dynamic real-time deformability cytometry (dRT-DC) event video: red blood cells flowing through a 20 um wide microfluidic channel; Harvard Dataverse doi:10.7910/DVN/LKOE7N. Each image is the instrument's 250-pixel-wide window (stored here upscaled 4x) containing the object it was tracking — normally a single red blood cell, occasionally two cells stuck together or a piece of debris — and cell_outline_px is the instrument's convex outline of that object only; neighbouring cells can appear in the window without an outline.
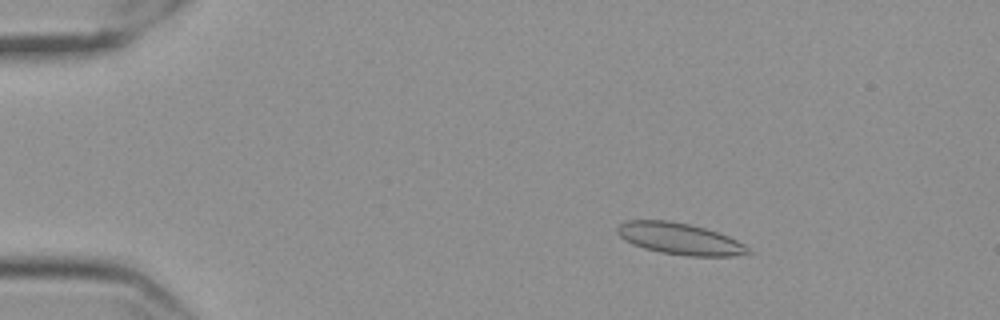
{"species": "Egyptian fruit bat (a non-hibernating species)", "species_latin": "Rousettus aegyptiacus", "temperature_condition": "cold", "stored_images_in_passage": 58, "camera_frame_rate_fps": 3000, "um_per_image_px": 0.085, "frame": {"image": 1, "passage_image": 10, "time_ms": 3.0, "image_size_px": [1000, 320], "cell_outline_px": [[752, 252], [732, 256], [688, 256], [660, 252], [644, 248], [632, 244], [624, 240], [616, 232], [616, 228], [624, 220], [668, 220], [688, 224], [704, 228], [728, 236], [744, 244]], "centroid_in_image_um": [57.73, 20.29], "position_along_channel_um": 27.3, "area_um2": 23.93}}
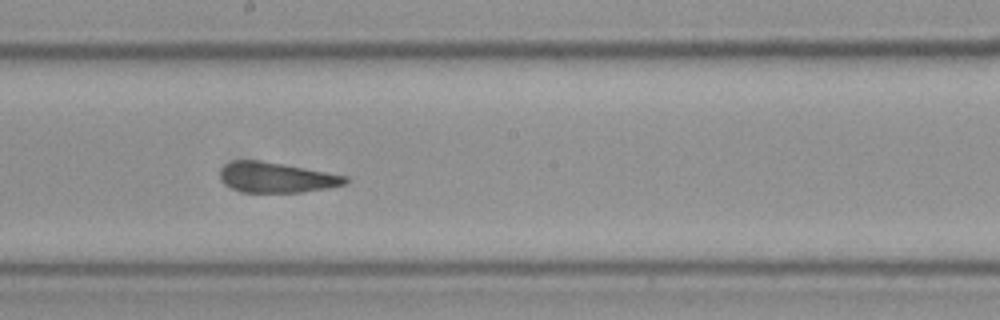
{"frame": {"image": 2, "passage_image": 33, "time_ms": 10.667, "image_size_px": [1000, 320], "cell_outline_px": [[348, 180], [344, 184], [328, 188], [300, 192], [244, 192], [232, 188], [220, 176], [220, 172], [228, 164], [236, 160], [260, 160], [348, 176]], "centroid_in_image_um": [23.54, 15.09], "position_along_channel_um": 224.7, "area_um2": 21.5}}
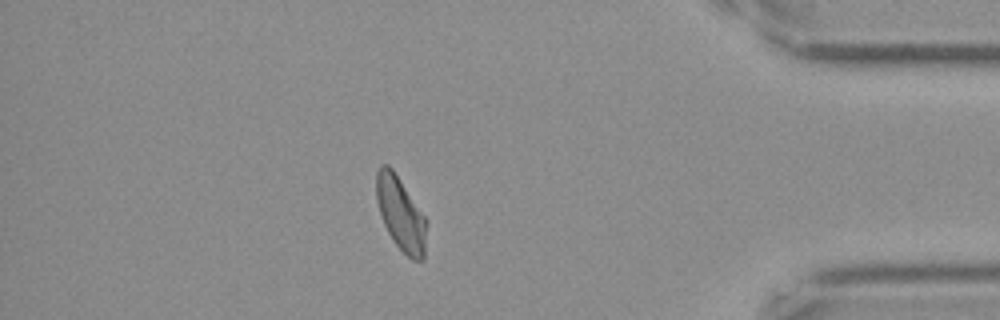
{"frame": {"image": 3, "passage_image": 51, "time_ms": 16.667, "image_size_px": [1000, 320], "cell_outline_px": [[424, 260], [412, 260], [392, 240], [384, 224], [376, 200], [376, 172], [380, 164], [388, 164], [392, 168], [424, 216]], "centroid_in_image_um": [34.0, 18.13], "position_along_channel_um": 401.2, "area_um2": 20.81}, "authors_computed_cell_mechanics": {"area_um2": 22.4842, "velocity_mm_per_s": 3.5187, "shape_relaxation_time_tau1_ms": 5.9444, "shape_relaxation_time_tau2_ms": 2.201, "deformation_change_tau1": 0.1293, "deformation_change_tau2": 0.0731}}